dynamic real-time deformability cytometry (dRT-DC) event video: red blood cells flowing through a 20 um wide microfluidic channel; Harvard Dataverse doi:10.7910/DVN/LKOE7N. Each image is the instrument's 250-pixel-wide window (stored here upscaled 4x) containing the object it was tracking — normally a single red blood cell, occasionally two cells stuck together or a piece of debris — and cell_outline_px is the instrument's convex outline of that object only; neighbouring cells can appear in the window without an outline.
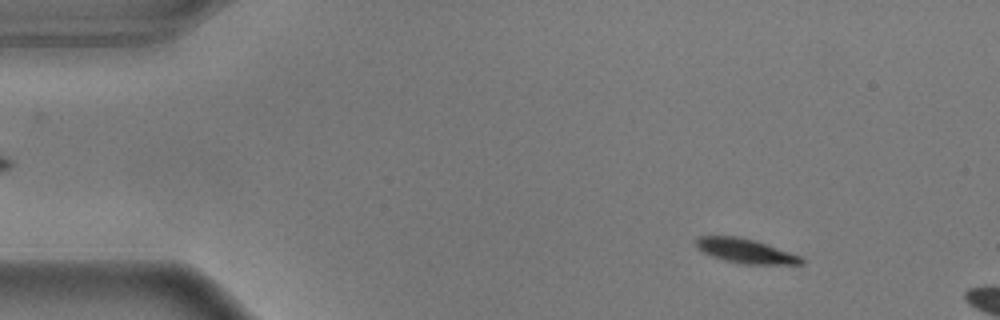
{"species": "common noctule bat (a hibernating species)", "species_latin": "Nyctalus noctula", "temperature_condition": "warm", "stored_images_in_passage": 12, "camera_frame_rate_fps": 3000, "um_per_image_px": 0.085, "animal": {"sex": "male", "body_mass_g": 17.9}, "frame": {"image": 1, "passage_image": 7, "time_ms": 2.0, "image_size_px": [1000, 320], "cell_outline_px": [[804, 264], [744, 264], [724, 260], [712, 256], [704, 252], [696, 244], [696, 240], [700, 236], [736, 236], [756, 240], [800, 256], [804, 260]], "centroid_in_image_um": [63.39, 21.33], "position_along_channel_um": 21.6, "area_um2": 14.74}}